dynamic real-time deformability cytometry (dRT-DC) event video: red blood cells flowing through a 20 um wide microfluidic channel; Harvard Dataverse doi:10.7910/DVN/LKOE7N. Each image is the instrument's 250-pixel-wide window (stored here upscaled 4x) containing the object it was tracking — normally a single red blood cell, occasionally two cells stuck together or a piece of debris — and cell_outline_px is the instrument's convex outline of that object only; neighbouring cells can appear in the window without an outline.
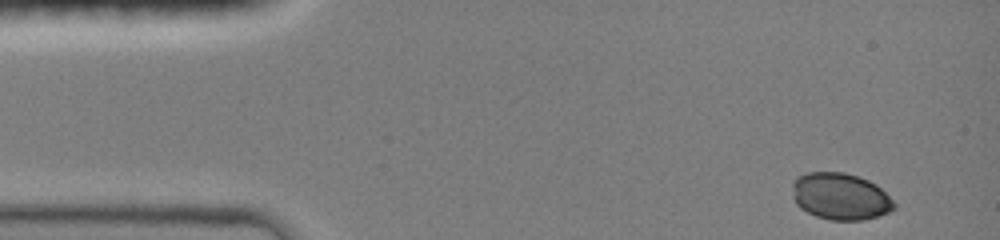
{"species": "common noctule bat (a hibernating species)", "species_latin": "Nyctalus noctula", "temperature_condition": "room temperature", "stored_images_in_passage": 41, "camera_frame_rate_fps": 3000, "um_per_image_px": 0.085, "animal": {"sex": "female", "body_mass_g": 19.0, "forearm_length_mm": 51.5}, "frame": {"image": 1, "passage_image": 1, "time_ms": 0.0, "image_size_px": [1000, 240], "cell_outline_px": [[896, 208], [888, 212], [864, 220], [828, 220], [816, 216], [800, 208], [796, 204], [792, 196], [792, 180], [796, 176], [808, 172], [844, 172], [868, 180], [876, 184], [896, 204]], "centroid_in_image_um": [71.39, 16.69], "position_along_channel_um": 13.6, "area_um2": 27.92}}
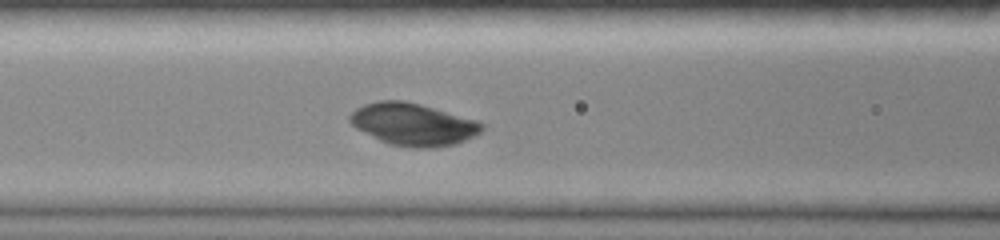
{"frame": {"image": 2, "passage_image": 17, "time_ms": 5.333, "image_size_px": [1000, 240], "cell_outline_px": [[484, 128], [480, 132], [456, 144], [436, 148], [412, 148], [388, 144], [356, 128], [348, 120], [348, 116], [356, 108], [364, 104], [380, 100], [404, 100], [420, 104], [480, 120], [484, 124]], "centroid_in_image_um": [35.13, 10.56], "position_along_channel_um": 131.5, "area_um2": 32.77}}
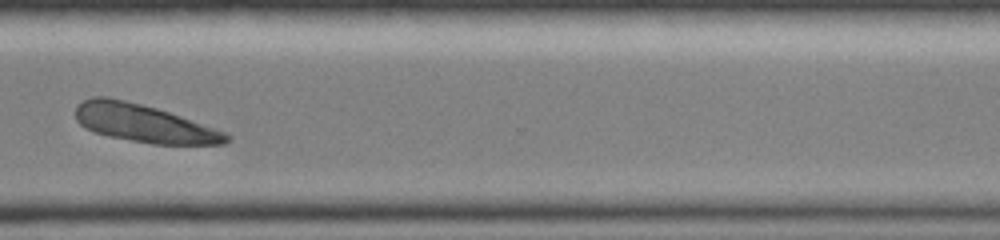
{"frame": {"image": 3, "passage_image": 34, "time_ms": 11.0, "image_size_px": [1000, 240], "cell_outline_px": [[232, 140], [224, 144], [152, 144], [108, 136], [96, 132], [80, 124], [76, 120], [76, 104], [92, 96], [108, 96], [156, 108], [180, 116], [224, 132], [232, 136]], "centroid_in_image_um": [12.21, 10.48], "position_along_channel_um": 358.4, "area_um2": 32.95}}